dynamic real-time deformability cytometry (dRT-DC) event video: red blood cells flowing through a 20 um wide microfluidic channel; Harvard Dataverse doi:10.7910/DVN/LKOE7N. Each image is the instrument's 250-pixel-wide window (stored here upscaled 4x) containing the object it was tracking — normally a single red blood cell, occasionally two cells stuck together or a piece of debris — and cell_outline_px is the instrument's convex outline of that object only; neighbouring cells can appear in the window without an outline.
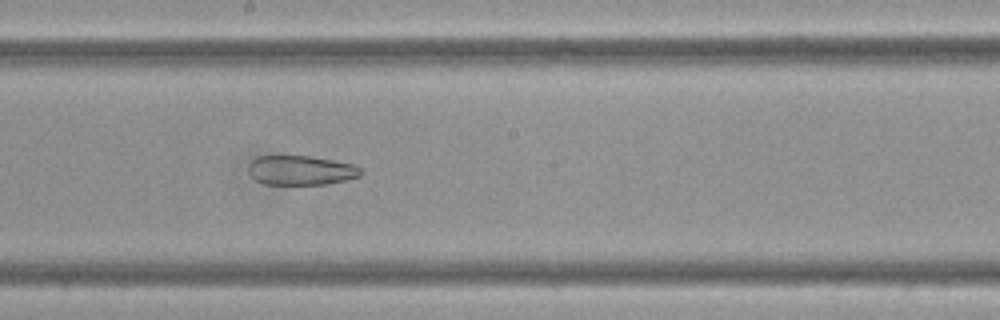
{"species": "Egyptian fruit bat (a non-hibernating species)", "species_latin": "Rousettus aegyptiacus", "temperature_condition": "cold", "stored_images_in_passage": 59, "segment_of_instrument_passage": [2, 2], "camera_frame_rate_fps": 3000, "um_per_image_px": 0.085, "frame": {"image": 1, "passage_image": 33, "time_ms": 10.667, "image_size_px": [1000, 320], "cell_outline_px": [[360, 176], [348, 180], [324, 184], [264, 184], [256, 180], [248, 172], [248, 164], [252, 160], [260, 156], [312, 156], [352, 164], [360, 168]], "centroid_in_image_um": [25.55, 14.47], "position_along_channel_um": 222.6, "area_um2": 19.19}}
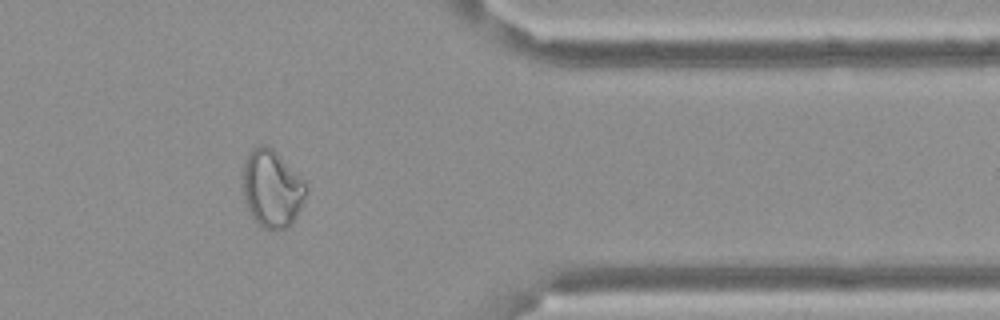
{"frame": {"image": 2, "passage_image": 49, "time_ms": 16.0, "image_size_px": [1000, 320], "cell_outline_px": [[308, 188], [300, 208], [292, 224], [284, 228], [264, 228], [252, 216], [244, 200], [244, 160], [248, 152], [252, 148], [260, 144], [264, 144], [272, 148], [308, 184]], "centroid_in_image_um": [23.12, 15.99], "position_along_channel_um": 388.3, "area_um2": 28.15}}
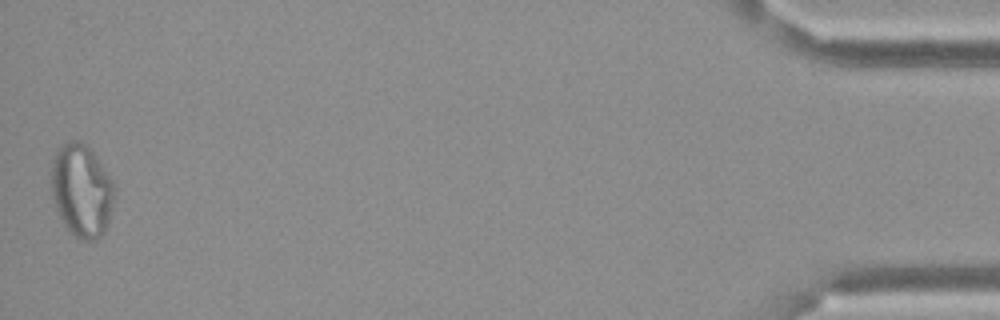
{"frame": {"image": 3, "passage_image": 59, "time_ms": 19.333, "image_size_px": [1000, 320], "cell_outline_px": [[112, 200], [108, 220], [104, 232], [96, 240], [80, 240], [64, 224], [56, 208], [52, 196], [52, 164], [56, 148], [72, 140], [76, 140], [84, 144], [92, 152], [112, 180]], "centroid_in_image_um": [6.9, 16.19], "position_along_channel_um": 428.3, "area_um2": 33.18}}